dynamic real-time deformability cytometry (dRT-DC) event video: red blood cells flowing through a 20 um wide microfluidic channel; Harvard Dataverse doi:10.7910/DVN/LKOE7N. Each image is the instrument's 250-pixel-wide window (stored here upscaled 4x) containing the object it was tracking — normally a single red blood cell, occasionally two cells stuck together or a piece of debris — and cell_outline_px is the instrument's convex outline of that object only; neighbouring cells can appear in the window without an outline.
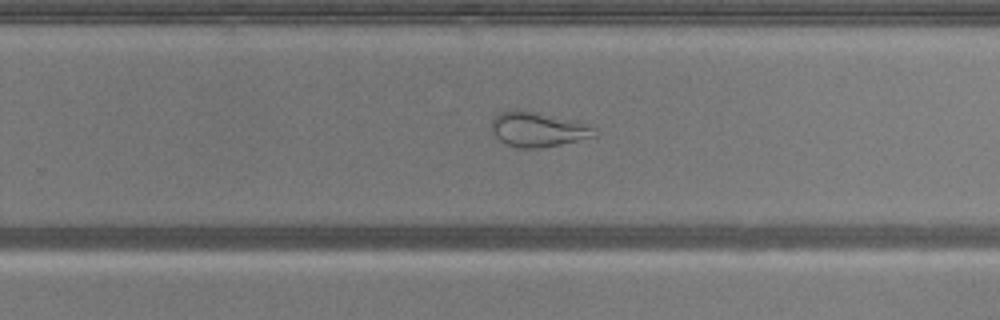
{"species": "common noctule bat (a hibernating species)", "species_latin": "Nyctalus noctula", "temperature_condition": "warm", "stored_images_in_passage": 51, "camera_frame_rate_fps": 3000, "um_per_image_px": 0.085, "animal": {"sex": "male", "body_mass_g": 20.5, "forearm_length_mm": 52.5}, "frame": {"image": 1, "passage_image": 32, "time_ms": 10.333, "image_size_px": [1000, 320], "cell_outline_px": [[596, 136], [560, 144], [540, 148], [516, 148], [500, 140], [492, 132], [492, 120], [496, 112], [512, 108], [516, 108], [536, 112], [572, 120], [596, 128]], "centroid_in_image_um": [45.66, 10.97], "position_along_channel_um": 284.1, "area_um2": 20.92}}
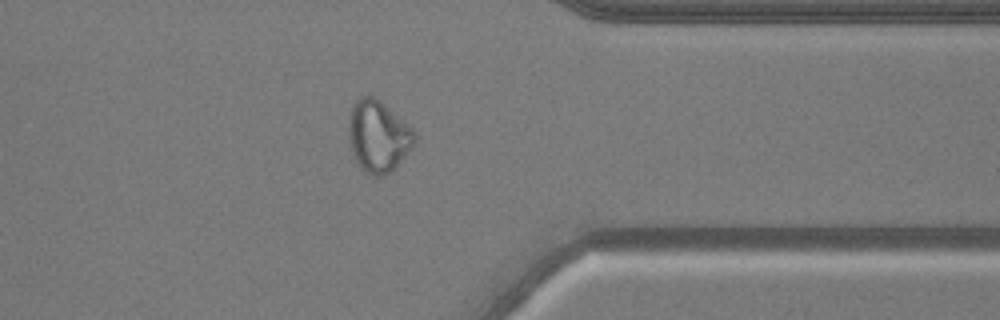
{"frame": {"image": 2, "passage_image": 40, "time_ms": 13.0, "image_size_px": [1000, 320], "cell_outline_px": [[416, 140], [392, 172], [384, 176], [368, 176], [360, 168], [352, 152], [348, 136], [348, 124], [352, 104], [360, 96], [376, 96], [412, 128], [416, 132]], "centroid_in_image_um": [32.13, 11.59], "position_along_channel_um": 379.3, "area_um2": 27.74}}
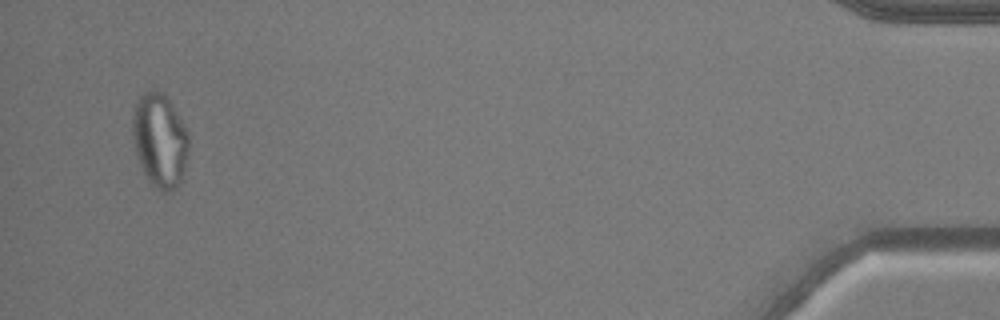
{"frame": {"image": 3, "passage_image": 49, "time_ms": 16.0, "image_size_px": [1000, 320], "cell_outline_px": [[188, 152], [184, 180], [172, 192], [160, 192], [148, 180], [136, 156], [132, 132], [132, 116], [136, 104], [140, 96], [148, 88], [156, 88], [164, 92], [184, 124], [188, 132]], "centroid_in_image_um": [13.6, 11.94], "position_along_channel_um": 421.6, "area_um2": 31.44}, "authors_computed_cell_mechanics": {"area_um2": 28.1486, "velocity_mm_per_s": 3.9272, "shape_relaxation_time_tau1_ms": null, "shape_relaxation_time_tau2_ms": 1.306, "deformation_change_tau1": null, "deformation_change_tau2": 0.0923}}